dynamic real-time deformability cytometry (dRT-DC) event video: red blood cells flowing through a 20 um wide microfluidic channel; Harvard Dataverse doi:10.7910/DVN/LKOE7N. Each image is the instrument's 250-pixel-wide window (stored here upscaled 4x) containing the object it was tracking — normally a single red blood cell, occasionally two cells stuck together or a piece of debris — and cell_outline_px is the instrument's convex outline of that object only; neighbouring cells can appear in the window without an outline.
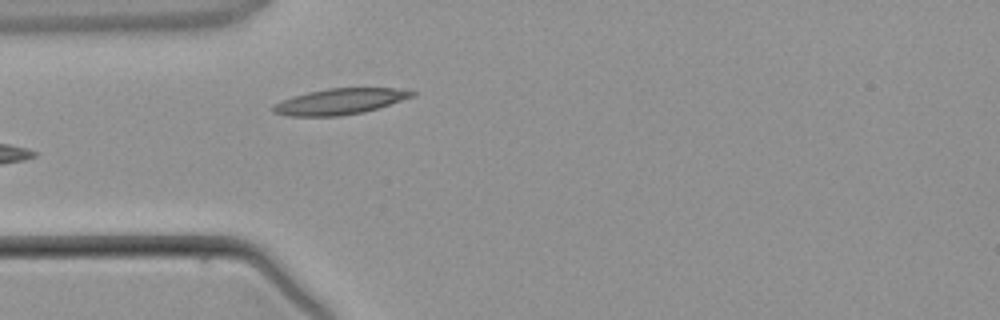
{"species": "common noctule bat (a hibernating species)", "species_latin": "Nyctalus noctula", "temperature_condition": "warm", "stored_images_in_passage": 3, "camera_frame_rate_fps": 3000, "um_per_image_px": 0.085, "animal": {"sex": "male", "body_mass_g": 21.5, "forearm_length_mm": 52.0}, "frame": {"image": 1, "passage_image": 3, "time_ms": 3.667, "image_size_px": [1000, 320], "cell_outline_px": [[416, 96], [364, 112], [340, 116], [288, 116], [272, 112], [272, 108], [280, 100], [292, 96], [308, 92], [328, 88], [392, 88], [416, 92]], "centroid_in_image_um": [28.87, 8.63], "position_along_channel_um": 56.1, "area_um2": 20.92}}